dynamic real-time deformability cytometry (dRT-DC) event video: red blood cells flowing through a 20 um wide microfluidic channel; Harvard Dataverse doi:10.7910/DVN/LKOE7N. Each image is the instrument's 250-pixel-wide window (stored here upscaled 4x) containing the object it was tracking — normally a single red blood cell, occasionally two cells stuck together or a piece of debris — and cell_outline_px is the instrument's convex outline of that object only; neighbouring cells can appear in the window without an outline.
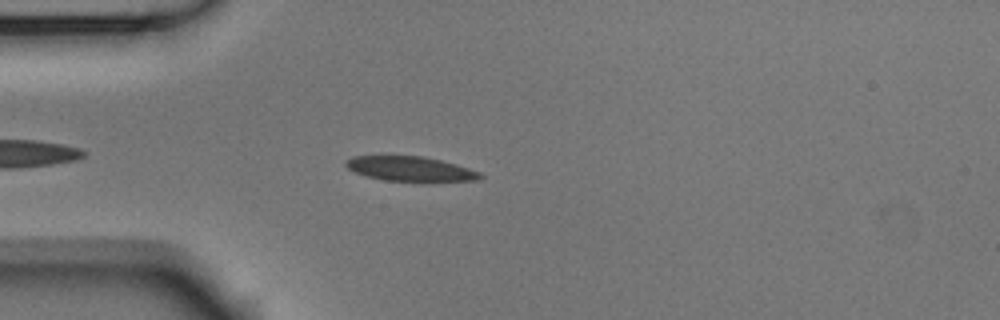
{"species": "Egyptian fruit bat (a non-hibernating species)", "species_latin": "Rousettus aegyptiacus", "temperature_condition": "room temperature", "stored_images_in_passage": 5, "camera_frame_rate_fps": 3000, "um_per_image_px": 0.085, "animal": {"sex": "male"}, "frame": {"image": 1, "passage_image": 5, "time_ms": 1.333, "image_size_px": [1000, 320], "cell_outline_px": [[484, 176], [476, 180], [384, 180], [368, 176], [356, 172], [348, 168], [344, 164], [352, 156], [424, 156], [456, 164], [480, 172]], "centroid_in_image_um": [34.86, 14.33], "position_along_channel_um": 50.1, "area_um2": 18.67}}